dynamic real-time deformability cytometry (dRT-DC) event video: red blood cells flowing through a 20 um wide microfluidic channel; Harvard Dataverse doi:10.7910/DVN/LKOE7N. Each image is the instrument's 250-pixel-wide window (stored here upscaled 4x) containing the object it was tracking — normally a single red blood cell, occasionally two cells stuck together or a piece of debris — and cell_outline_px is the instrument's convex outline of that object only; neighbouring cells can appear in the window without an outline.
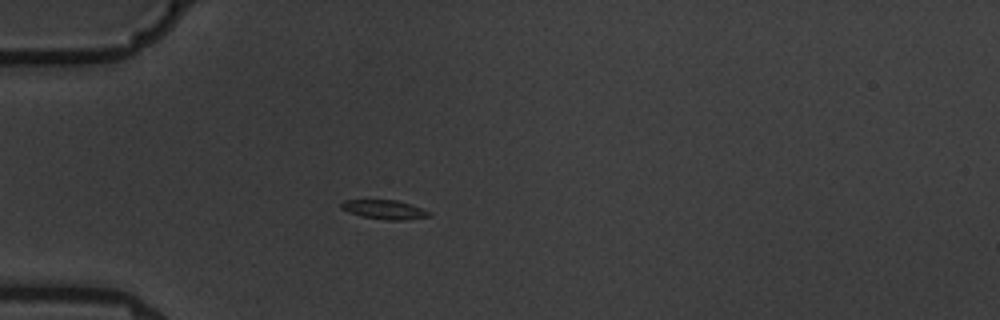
{"species": "common noctule bat (a hibernating species)", "species_latin": "Nyctalus noctula", "temperature_condition": "warm", "stored_images_in_passage": 6, "camera_frame_rate_fps": 3000, "um_per_image_px": 0.085, "animal": {"sex": "male", "body_mass_g": 19.5, "forearm_length_mm": 54.6}, "frame": {"image": 1, "passage_image": 5, "time_ms": 4.667, "image_size_px": [1000, 320], "cell_outline_px": [[432, 216], [404, 220], [384, 220], [360, 216], [348, 212], [340, 208], [340, 204], [344, 200], [396, 200], [412, 204], [432, 212]], "centroid_in_image_um": [32.7, 17.82], "position_along_channel_um": 52.3, "area_um2": 10.0}}